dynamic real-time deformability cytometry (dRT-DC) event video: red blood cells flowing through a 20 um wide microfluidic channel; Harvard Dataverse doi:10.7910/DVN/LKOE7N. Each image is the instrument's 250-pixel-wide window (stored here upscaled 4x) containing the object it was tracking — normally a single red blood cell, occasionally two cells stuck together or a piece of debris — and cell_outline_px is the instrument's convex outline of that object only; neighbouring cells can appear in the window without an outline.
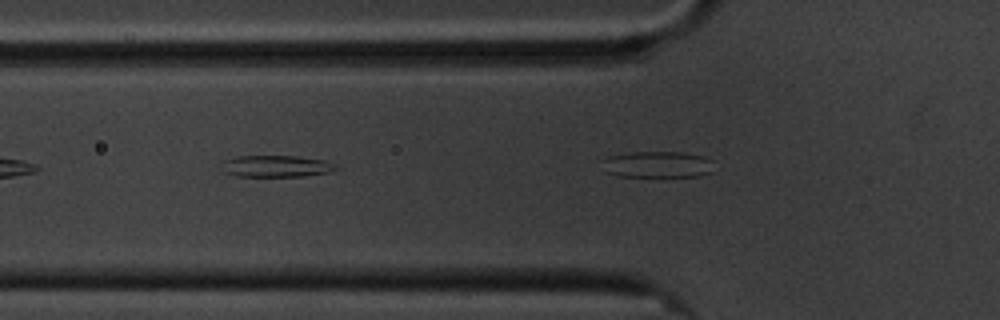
{"species": "common noctule bat (a hibernating species)", "species_latin": "Nyctalus noctula", "temperature_condition": "cold", "stored_images_in_passage": 22, "camera_frame_rate_fps": 3000, "um_per_image_px": 0.085, "animal": {"sex": "male", "body_mass_g": 20.1, "forearm_length_mm": 53.5}, "frame": {"image": 1, "passage_image": 4, "time_ms": 1.0, "image_size_px": [1000, 320], "cell_outline_px": [[340, 168], [328, 172], [304, 176], [236, 176], [220, 172], [224, 160], [236, 156], [296, 156], [324, 160], [336, 164]], "centroid_in_image_um": [23.44, 14.13], "position_along_channel_um": 102.4, "area_um2": 14.57}}